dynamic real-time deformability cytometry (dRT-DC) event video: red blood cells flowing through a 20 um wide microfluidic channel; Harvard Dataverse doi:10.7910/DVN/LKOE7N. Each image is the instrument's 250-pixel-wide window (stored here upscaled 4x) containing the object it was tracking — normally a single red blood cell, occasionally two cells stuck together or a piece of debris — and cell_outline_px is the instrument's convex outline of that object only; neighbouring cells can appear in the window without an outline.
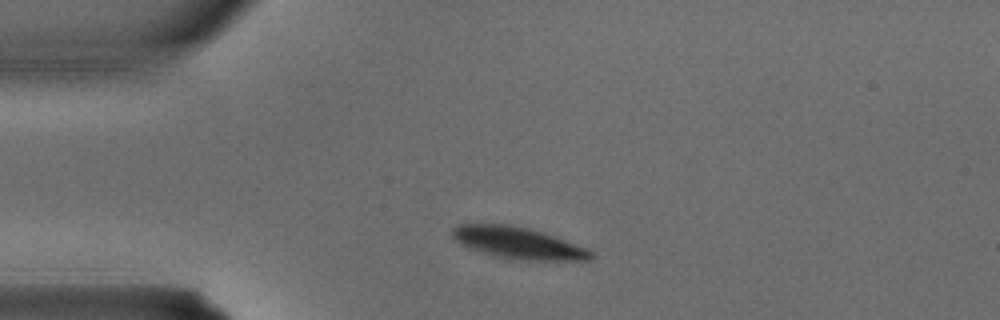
{"species": "common noctule bat (a hibernating species)", "species_latin": "Nyctalus noctula", "temperature_condition": "warm", "stored_images_in_passage": 1, "camera_frame_rate_fps": 3000, "um_per_image_px": 0.085, "animal": {"sex": "male", "body_mass_g": 15.6}, "frame": {"image": 1, "passage_image": 1, "time_ms": 0.0, "image_size_px": [1000, 320], "cell_outline_px": [[596, 256], [588, 260], [508, 260], [492, 256], [468, 248], [460, 244], [452, 236], [452, 228], [460, 224], [504, 224], [524, 228], [556, 236], [588, 248]], "centroid_in_image_um": [44.04, 20.67], "position_along_channel_um": 41.0, "area_um2": 25.72}}